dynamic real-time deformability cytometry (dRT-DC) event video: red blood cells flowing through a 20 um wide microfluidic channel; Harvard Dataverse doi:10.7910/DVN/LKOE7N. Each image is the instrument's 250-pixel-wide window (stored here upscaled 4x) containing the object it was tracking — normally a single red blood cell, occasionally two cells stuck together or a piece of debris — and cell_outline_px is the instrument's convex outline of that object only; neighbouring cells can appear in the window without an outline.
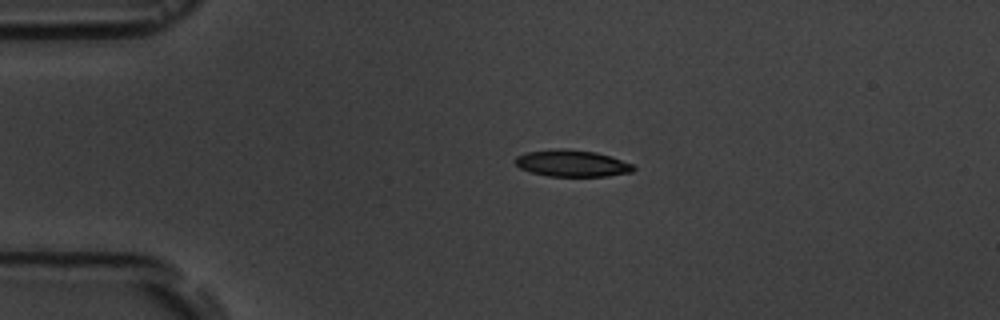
{"species": "common noctule bat (a hibernating species)", "species_latin": "Nyctalus noctula", "temperature_condition": "room temperature", "stored_images_in_passage": 4, "camera_frame_rate_fps": 3000, "um_per_image_px": 0.085, "animal": {"sex": "male", "body_mass_g": 19.5, "forearm_length_mm": 54.6}, "frame": {"image": 1, "passage_image": 3, "time_ms": 2.333, "image_size_px": [1000, 320], "cell_outline_px": [[636, 168], [632, 172], [608, 176], [548, 176], [532, 172], [520, 168], [516, 164], [516, 156], [528, 152], [556, 148], [564, 148], [596, 152], [632, 164]], "centroid_in_image_um": [48.62, 13.88], "position_along_channel_um": 36.4, "area_um2": 18.21}}